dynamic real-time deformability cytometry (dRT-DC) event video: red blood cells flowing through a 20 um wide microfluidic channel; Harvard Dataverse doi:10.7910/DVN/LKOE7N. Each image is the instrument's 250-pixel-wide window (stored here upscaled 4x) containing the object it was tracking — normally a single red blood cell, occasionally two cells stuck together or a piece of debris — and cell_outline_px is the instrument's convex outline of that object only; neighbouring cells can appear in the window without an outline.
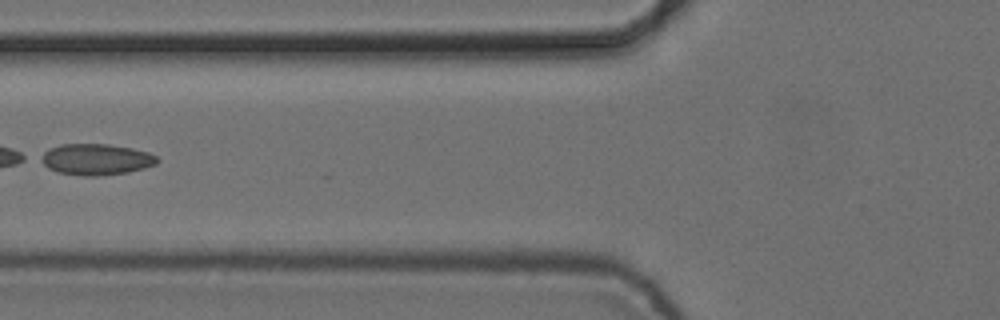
{"species": "common noctule bat (a hibernating species)", "species_latin": "Nyctalus noctula", "temperature_condition": "cold", "stored_images_in_passage": 8, "camera_frame_rate_fps": 3000, "um_per_image_px": 0.085, "animal": {"sex": "female", "body_mass_g": 24.6, "forearm_length_mm": 56.2}, "frame": {"image": 1, "passage_image": 6, "time_ms": 1.667, "image_size_px": [1000, 320], "cell_outline_px": [[160, 160], [156, 164], [144, 168], [128, 172], [96, 176], [84, 176], [56, 172], [48, 168], [36, 160], [36, 156], [48, 148], [60, 144], [108, 144], [132, 148], [148, 152], [156, 156]], "centroid_in_image_um": [8.08, 13.54], "position_along_channel_um": 117.7, "area_um2": 21.56}}
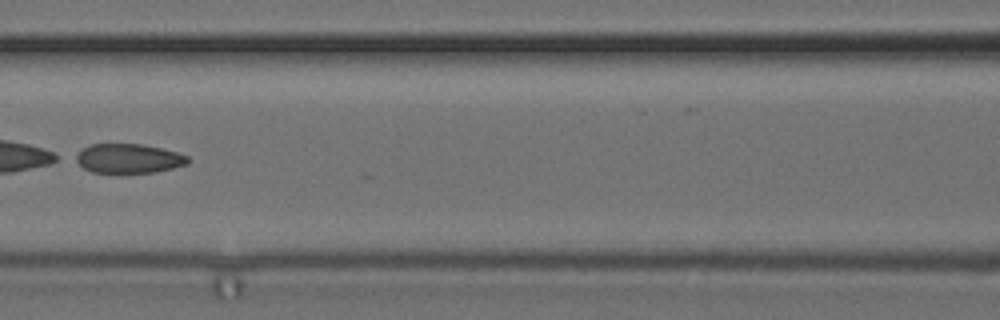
{"frame": {"image": 2, "passage_image": 7, "time_ms": 2.0, "image_size_px": [1000, 320], "cell_outline_px": [[188, 164], [156, 172], [92, 172], [84, 168], [72, 160], [72, 156], [84, 148], [92, 144], [140, 144], [160, 148], [176, 152], [188, 156]], "centroid_in_image_um": [10.87, 13.47], "position_along_channel_um": 155.7, "area_um2": 19.07}}